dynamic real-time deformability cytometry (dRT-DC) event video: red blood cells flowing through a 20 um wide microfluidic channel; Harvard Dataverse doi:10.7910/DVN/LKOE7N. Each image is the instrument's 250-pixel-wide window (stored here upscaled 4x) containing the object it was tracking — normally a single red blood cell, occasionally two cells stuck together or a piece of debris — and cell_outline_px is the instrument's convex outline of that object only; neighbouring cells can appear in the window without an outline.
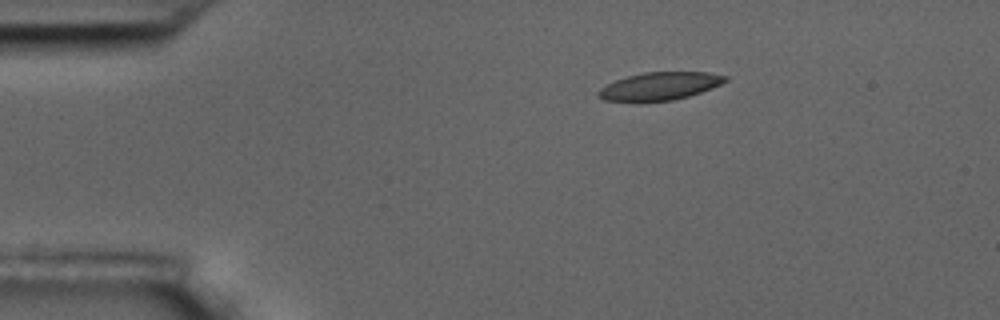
{"species": "common noctule bat (a hibernating species)", "species_latin": "Nyctalus noctula", "temperature_condition": "room temperature", "stored_images_in_passage": 3, "camera_frame_rate_fps": 3000, "um_per_image_px": 0.085, "animal": {"sex": "male", "body_mass_g": 17.5, "forearm_length_mm": 52.3}, "frame": {"image": 1, "passage_image": 1, "time_ms": 0.0, "image_size_px": [1000, 320], "cell_outline_px": [[728, 80], [712, 88], [688, 96], [672, 100], [604, 100], [596, 96], [596, 92], [600, 88], [616, 80], [628, 76], [644, 72], [708, 72], [728, 76]], "centroid_in_image_um": [56.1, 7.3], "position_along_channel_um": 28.9, "area_um2": 20.17}}